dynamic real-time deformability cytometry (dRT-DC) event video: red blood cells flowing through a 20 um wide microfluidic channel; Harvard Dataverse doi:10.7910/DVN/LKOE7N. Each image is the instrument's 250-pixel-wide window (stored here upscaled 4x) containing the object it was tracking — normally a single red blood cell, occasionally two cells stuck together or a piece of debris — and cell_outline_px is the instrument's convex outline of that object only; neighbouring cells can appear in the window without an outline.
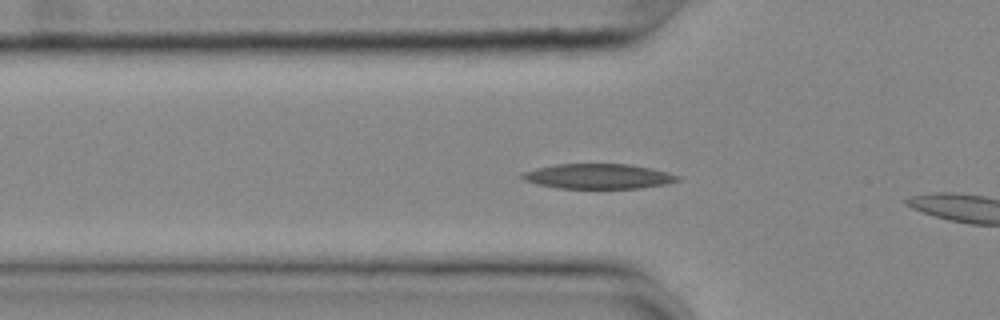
{"species": "common noctule bat (a hibernating species)", "species_latin": "Nyctalus noctula", "temperature_condition": "cold", "stored_images_in_passage": 8, "camera_frame_rate_fps": 3000, "um_per_image_px": 0.085, "animal": {"sex": "female", "body_mass_g": 25.1}, "frame": {"image": 1, "passage_image": 6, "time_ms": 1.667, "image_size_px": [1000, 320], "cell_outline_px": [[680, 180], [664, 184], [640, 188], [556, 188], [536, 184], [524, 180], [520, 176], [524, 172], [536, 168], [556, 164], [628, 164], [668, 172], [680, 176]], "centroid_in_image_um": [50.83, 14.99], "position_along_channel_um": 75.0, "area_um2": 22.48}}